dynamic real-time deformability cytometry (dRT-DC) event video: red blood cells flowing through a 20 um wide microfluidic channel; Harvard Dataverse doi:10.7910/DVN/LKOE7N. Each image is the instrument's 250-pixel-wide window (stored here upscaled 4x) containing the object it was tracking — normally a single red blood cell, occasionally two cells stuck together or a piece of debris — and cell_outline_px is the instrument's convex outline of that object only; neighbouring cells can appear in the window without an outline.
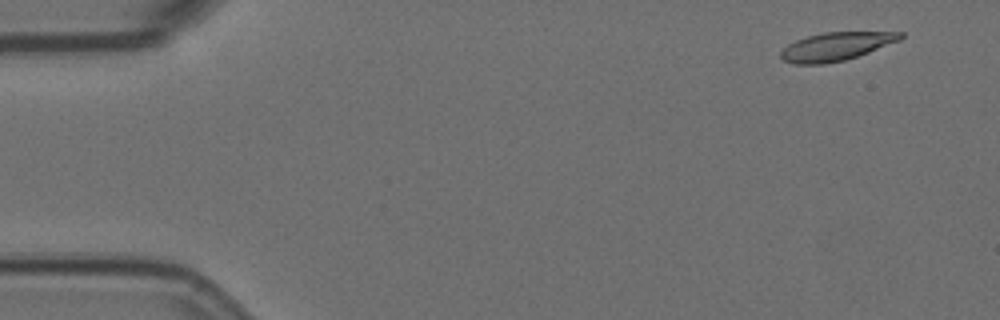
{"species": "Egyptian fruit bat (a non-hibernating species)", "species_latin": "Rousettus aegyptiacus", "temperature_condition": "room temperature", "stored_images_in_passage": 5, "camera_frame_rate_fps": 3000, "um_per_image_px": 0.085, "animal": {"sex": "female"}, "frame": {"image": 1, "passage_image": 1, "time_ms": 0.0, "image_size_px": [1000, 320], "cell_outline_px": [[904, 36], [900, 40], [868, 52], [844, 60], [824, 64], [792, 64], [784, 60], [780, 56], [780, 52], [788, 44], [796, 40], [808, 36], [824, 32], [904, 32]], "centroid_in_image_um": [71.05, 3.95], "position_along_channel_um": 14.0, "area_um2": 19.54}}
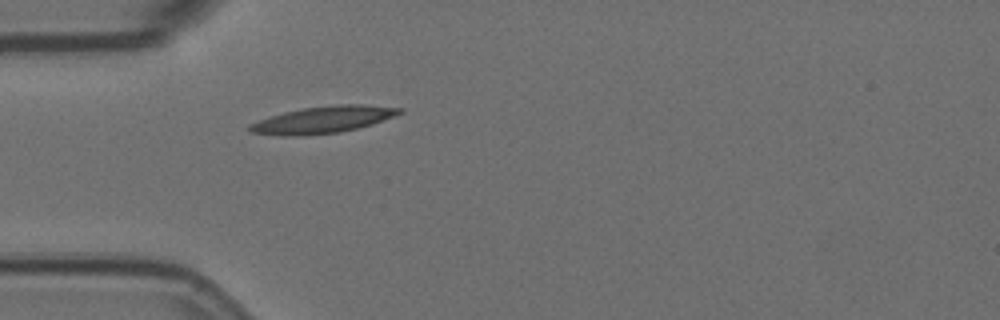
{"frame": {"image": 2, "passage_image": 5, "time_ms": 1.333, "image_size_px": [1000, 320], "cell_outline_px": [[404, 112], [372, 124], [340, 132], [304, 136], [280, 136], [248, 132], [248, 124], [284, 112], [304, 108], [340, 104], [364, 104], [404, 108]], "centroid_in_image_um": [27.45, 10.18], "position_along_channel_um": 57.5, "area_um2": 23.47}}